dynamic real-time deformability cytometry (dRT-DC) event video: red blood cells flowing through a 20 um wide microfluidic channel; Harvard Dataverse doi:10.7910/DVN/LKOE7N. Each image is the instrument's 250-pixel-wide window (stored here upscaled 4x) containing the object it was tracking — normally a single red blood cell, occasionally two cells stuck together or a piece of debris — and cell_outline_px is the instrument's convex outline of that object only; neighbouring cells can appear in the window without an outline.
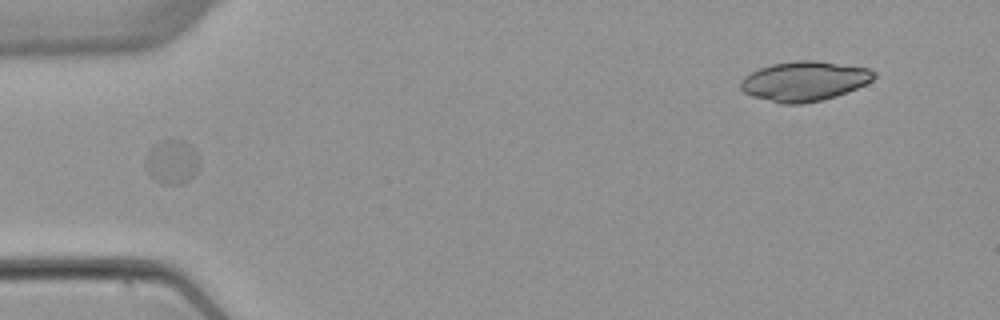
{"species": "common noctule bat (a hibernating species)", "species_latin": "Nyctalus noctula", "temperature_condition": "warm", "stored_images_in_passage": 1, "camera_frame_rate_fps": 3000, "um_per_image_px": 0.085, "animal": {"sex": "female", "body_mass_g": 22.7, "forearm_length_mm": 54.2}, "frame": {"image": 1, "passage_image": 1, "time_ms": 0.0, "image_size_px": [1000, 320], "cell_outline_px": [[200, 168], [196, 176], [184, 184], [160, 184], [144, 168], [144, 156], [148, 148], [152, 144], [160, 140], [184, 140], [200, 156]], "centroid_in_image_um": [14.61, 13.76], "position_along_channel_um": 70.4, "area_um2": 14.62}}